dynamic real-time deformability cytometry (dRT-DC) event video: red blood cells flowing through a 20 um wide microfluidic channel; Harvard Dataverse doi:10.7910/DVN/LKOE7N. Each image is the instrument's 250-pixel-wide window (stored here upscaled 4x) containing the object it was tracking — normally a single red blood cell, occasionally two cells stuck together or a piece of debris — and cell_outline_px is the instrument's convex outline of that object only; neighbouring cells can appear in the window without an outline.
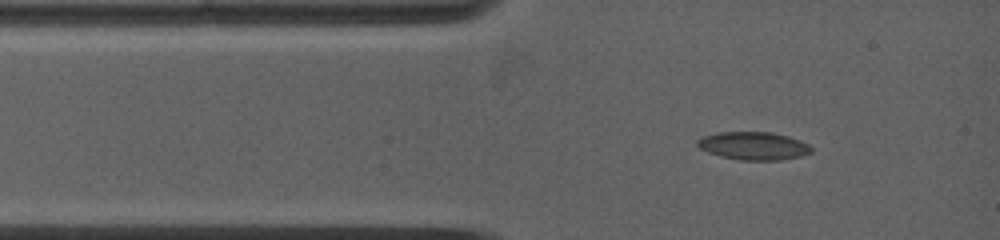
{"species": "common noctule bat (a hibernating species)", "species_latin": "Nyctalus noctula", "temperature_condition": "warm", "stored_images_in_passage": 7, "camera_frame_rate_fps": 5000, "um_per_image_px": 0.085, "animal": {"sex": "female", "body_mass_g": 19.0, "forearm_length_mm": 53.3}, "frame": {"image": 1, "passage_image": 2, "time_ms": 0.6, "image_size_px": [1000, 240], "cell_outline_px": [[812, 152], [800, 156], [780, 160], [740, 160], [720, 156], [708, 152], [700, 148], [696, 144], [696, 140], [704, 136], [716, 132], [768, 132], [788, 136], [800, 140], [808, 144], [812, 148]], "centroid_in_image_um": [64.04, 12.39], "position_along_channel_um": 21.0, "area_um2": 18.55}}
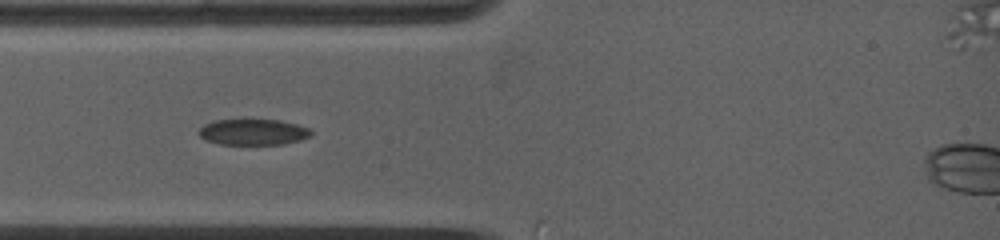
{"frame": {"image": 2, "passage_image": 5, "time_ms": 2.2, "image_size_px": [1000, 240], "cell_outline_px": [[312, 136], [300, 140], [284, 144], [220, 144], [204, 140], [196, 132], [204, 124], [212, 120], [280, 120], [296, 124], [308, 128], [312, 132]], "centroid_in_image_um": [21.49, 11.22], "position_along_channel_um": 63.5, "area_um2": 17.05}}